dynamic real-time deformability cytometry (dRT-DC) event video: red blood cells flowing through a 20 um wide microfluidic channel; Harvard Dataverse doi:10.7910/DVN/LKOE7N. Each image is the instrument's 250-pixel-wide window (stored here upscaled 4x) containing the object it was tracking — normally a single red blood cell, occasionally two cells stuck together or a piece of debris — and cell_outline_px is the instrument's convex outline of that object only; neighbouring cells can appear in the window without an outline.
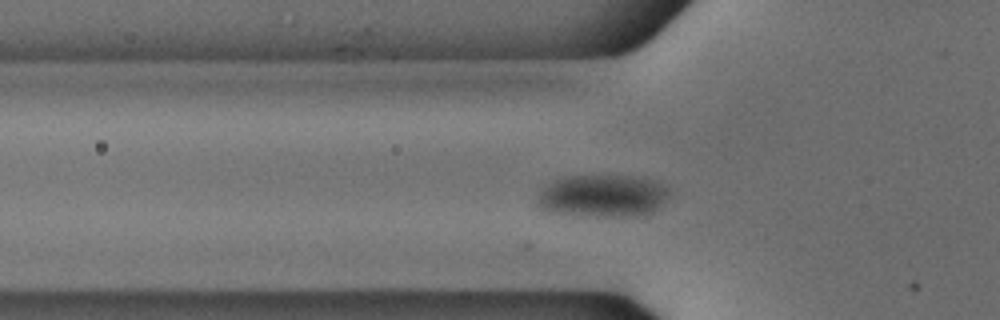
{"species": "common noctule bat (a hibernating species)", "species_latin": "Nyctalus noctula", "temperature_condition": "cold", "stored_images_in_passage": 47, "camera_frame_rate_fps": 3000, "um_per_image_px": 0.085, "animal": {"sex": "male", "body_mass_g": 18.8}, "frame": {"image": 1, "passage_image": 16, "time_ms": 5.0, "image_size_px": [1000, 320], "cell_outline_px": [[672, 196], [660, 208], [652, 212], [628, 216], [576, 216], [548, 212], [540, 208], [536, 204], [536, 196], [548, 184], [564, 176], [636, 176], [656, 180], [668, 188], [672, 192]], "centroid_in_image_um": [51.26, 16.66], "position_along_channel_um": 74.5, "area_um2": 33.29}}
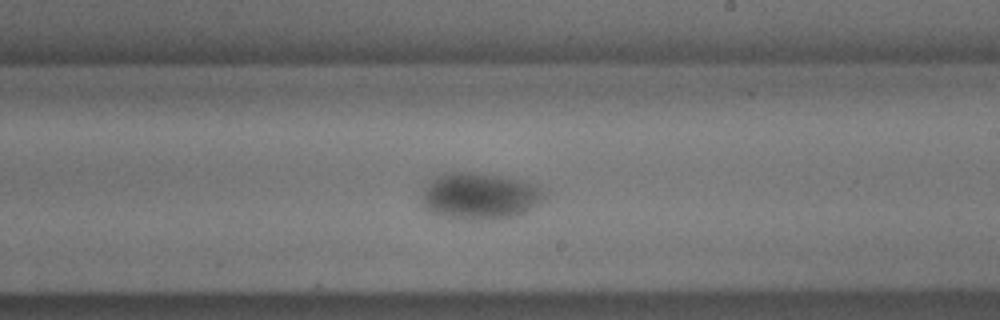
{"frame": {"image": 2, "passage_image": 30, "time_ms": 9.667, "image_size_px": [1000, 320], "cell_outline_px": [[548, 192], [536, 204], [524, 212], [516, 216], [472, 220], [436, 216], [424, 208], [420, 200], [424, 188], [436, 176], [444, 172], [472, 172], [500, 176], [532, 184]], "centroid_in_image_um": [40.68, 16.67], "position_along_channel_um": 248.3, "area_um2": 33.06}}
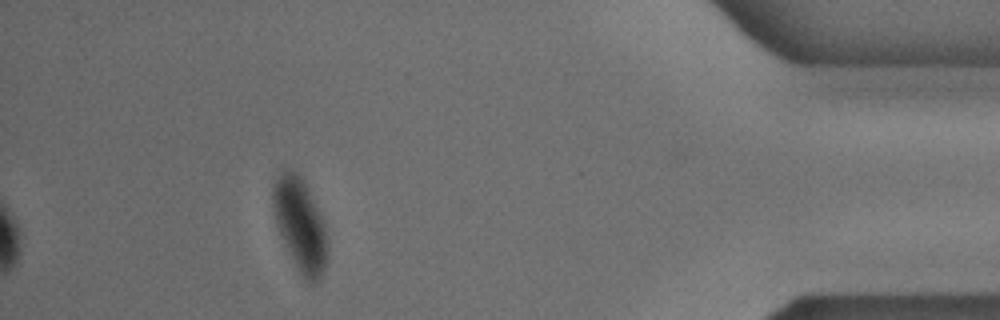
{"frame": {"image": 3, "passage_image": 47, "time_ms": 15.333, "image_size_px": [1000, 320], "cell_outline_px": [[328, 252], [324, 268], [320, 276], [312, 284], [300, 272], [292, 260], [284, 244], [276, 224], [272, 204], [272, 188], [276, 176], [284, 172], [296, 172], [300, 176], [324, 224], [328, 248]], "centroid_in_image_um": [25.48, 19.13], "position_along_channel_um": 409.7, "area_um2": 28.55}}